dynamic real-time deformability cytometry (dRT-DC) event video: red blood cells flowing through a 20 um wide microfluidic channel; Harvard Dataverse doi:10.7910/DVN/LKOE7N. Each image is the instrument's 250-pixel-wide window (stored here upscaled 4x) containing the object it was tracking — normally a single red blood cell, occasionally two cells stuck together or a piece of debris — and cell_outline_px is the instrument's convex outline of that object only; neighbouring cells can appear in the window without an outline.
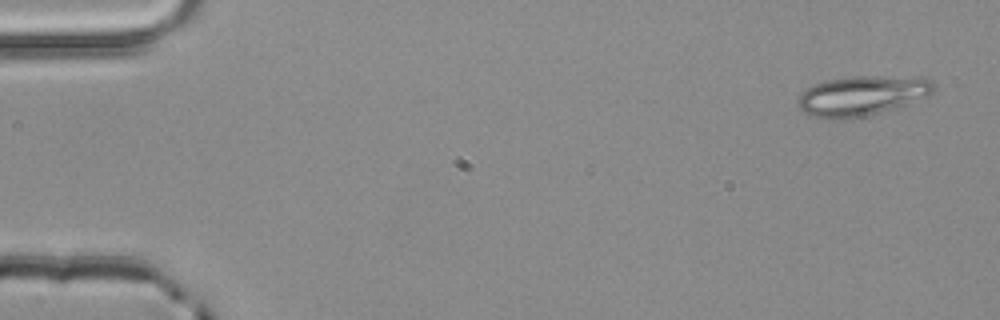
{"species": "common noctule bat (a hibernating species)", "species_latin": "Nyctalus noctula", "temperature_condition": "room temperature", "stored_images_in_passage": 3, "camera_frame_rate_fps": 3000, "um_per_image_px": 0.085, "animal": {"sex": "male", "body_mass_g": 20.4}, "frame": {"image": 1, "passage_image": 1, "time_ms": 0.0, "image_size_px": [1000, 320], "cell_outline_px": [[936, 88], [928, 96], [908, 104], [868, 116], [852, 120], [832, 120], [808, 116], [800, 108], [796, 100], [808, 88], [816, 84], [828, 80], [852, 76], [868, 76], [928, 80]], "centroid_in_image_um": [73.18, 8.2], "position_along_channel_um": 11.8, "area_um2": 31.27}}